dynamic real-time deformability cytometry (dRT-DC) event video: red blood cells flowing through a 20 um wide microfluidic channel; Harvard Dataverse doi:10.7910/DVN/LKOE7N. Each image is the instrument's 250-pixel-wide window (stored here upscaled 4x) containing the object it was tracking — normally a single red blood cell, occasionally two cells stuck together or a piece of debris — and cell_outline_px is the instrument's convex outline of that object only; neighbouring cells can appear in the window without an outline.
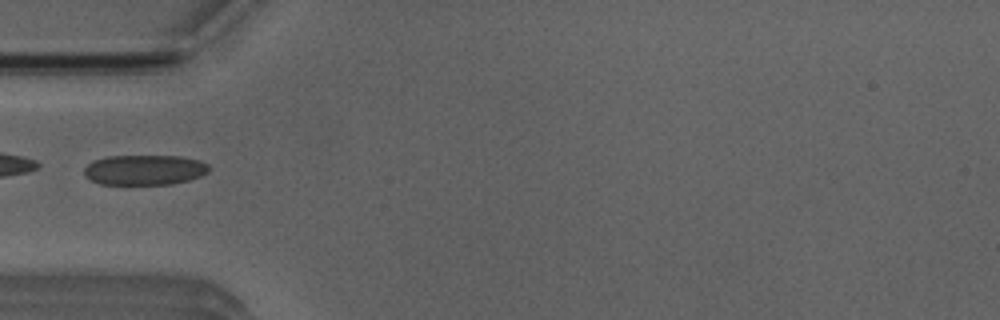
{"species": "Egyptian fruit bat (a non-hibernating species)", "species_latin": "Rousettus aegyptiacus", "temperature_condition": "room temperature", "stored_images_in_passage": 3, "camera_frame_rate_fps": 3000, "um_per_image_px": 0.085, "animal": {"sex": "male"}, "frame": {"image": 1, "passage_image": 2, "time_ms": 1.333, "image_size_px": [1000, 320], "cell_outline_px": [[212, 168], [208, 172], [200, 176], [188, 180], [172, 184], [100, 184], [84, 176], [84, 168], [92, 160], [108, 156], [180, 156], [200, 160], [208, 164]], "centroid_in_image_um": [12.3, 14.43], "position_along_channel_um": 72.7, "area_um2": 22.08}}